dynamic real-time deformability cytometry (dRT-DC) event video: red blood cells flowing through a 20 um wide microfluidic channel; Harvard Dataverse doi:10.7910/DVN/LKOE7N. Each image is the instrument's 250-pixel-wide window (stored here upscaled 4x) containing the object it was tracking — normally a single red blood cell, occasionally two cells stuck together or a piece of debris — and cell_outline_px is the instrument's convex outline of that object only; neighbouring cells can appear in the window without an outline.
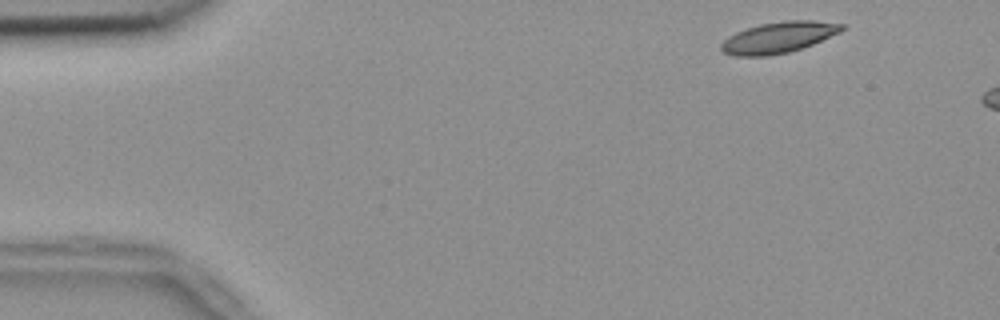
{"species": "common noctule bat (a hibernating species)", "species_latin": "Nyctalus noctula", "temperature_condition": "room temperature", "stored_images_in_passage": 7, "camera_frame_rate_fps": 3000, "um_per_image_px": 0.085, "animal": {"sex": "female", "body_mass_g": 18.4}, "frame": {"image": 1, "passage_image": 2, "time_ms": 0.333, "image_size_px": [1000, 320], "cell_outline_px": [[844, 28], [840, 32], [812, 44], [788, 52], [768, 56], [736, 56], [724, 52], [720, 48], [720, 44], [728, 36], [736, 32], [760, 24], [784, 20], [812, 20], [844, 24]], "centroid_in_image_um": [66.16, 3.17], "position_along_channel_um": 18.8, "area_um2": 21.68}}